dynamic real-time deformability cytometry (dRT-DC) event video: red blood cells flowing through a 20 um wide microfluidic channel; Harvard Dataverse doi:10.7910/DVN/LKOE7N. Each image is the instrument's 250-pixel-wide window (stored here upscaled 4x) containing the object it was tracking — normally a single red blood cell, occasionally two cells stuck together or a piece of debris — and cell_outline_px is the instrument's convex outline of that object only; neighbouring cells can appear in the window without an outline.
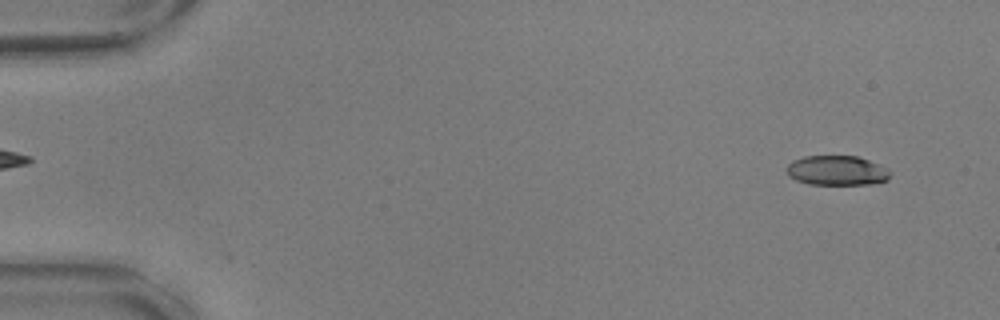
{"species": "common noctule bat (a hibernating species)", "species_latin": "Nyctalus noctula", "temperature_condition": "warm", "stored_images_in_passage": 56, "camera_frame_rate_fps": 3000, "um_per_image_px": 0.085, "animal": {"sex": "male", "body_mass_g": 17.9, "forearm_length_mm": 54.2}, "frame": {"image": 1, "passage_image": 4, "time_ms": 1.0, "image_size_px": [1000, 320], "cell_outline_px": [[892, 172], [888, 180], [868, 184], [808, 184], [796, 180], [788, 176], [788, 164], [792, 160], [804, 156], [856, 156], [868, 160], [888, 168]], "centroid_in_image_um": [71.14, 14.49], "position_along_channel_um": 13.9, "area_um2": 17.92}}
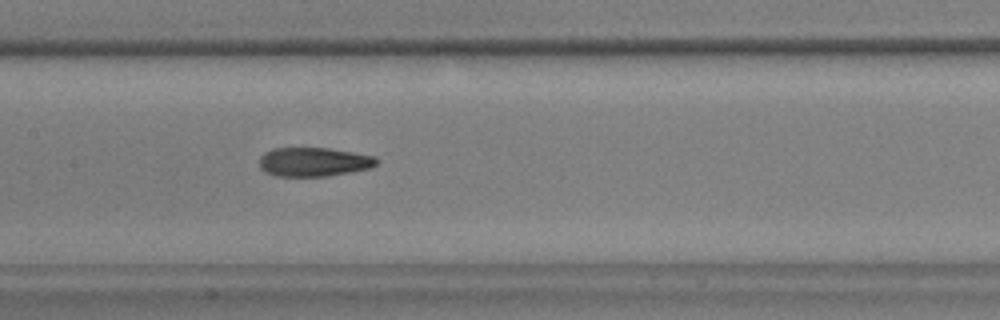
{"frame": {"image": 2, "passage_image": 28, "time_ms": 9.0, "image_size_px": [1000, 320], "cell_outline_px": [[380, 160], [376, 164], [368, 168], [328, 176], [276, 176], [264, 172], [260, 168], [260, 156], [264, 152], [272, 148], [328, 148], [376, 156]], "centroid_in_image_um": [26.64, 13.75], "position_along_channel_um": 180.8, "area_um2": 19.83}}
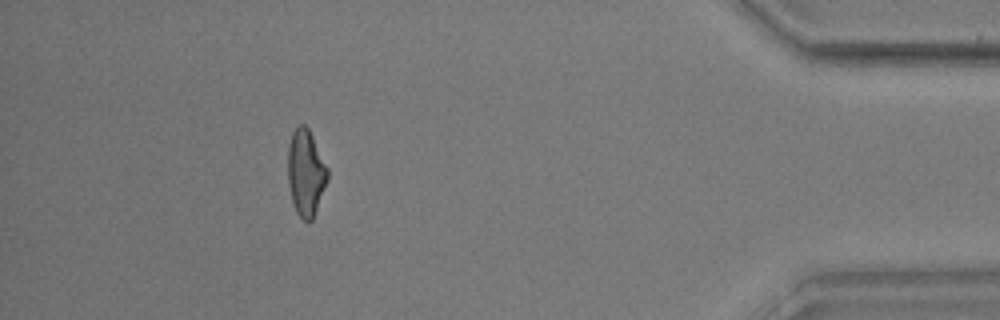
{"frame": {"image": 3, "passage_image": 51, "time_ms": 16.667, "image_size_px": [1000, 320], "cell_outline_px": [[328, 180], [312, 220], [308, 224], [296, 212], [292, 204], [288, 184], [288, 144], [292, 132], [300, 124], [304, 124], [308, 128], [328, 168]], "centroid_in_image_um": [25.98, 14.7], "position_along_channel_um": 409.2, "area_um2": 20.06}, "authors_computed_cell_mechanics": {"area_um2": 19.941, "velocity_mm_per_s": 3.6171, "shape_relaxation_time_tau1_ms": 6.5674, "shape_relaxation_time_tau2_ms": 2.628, "deformation_change_tau1": 0.2244, "deformation_change_tau2": 0.1144}}